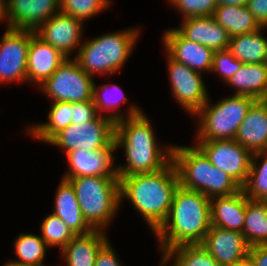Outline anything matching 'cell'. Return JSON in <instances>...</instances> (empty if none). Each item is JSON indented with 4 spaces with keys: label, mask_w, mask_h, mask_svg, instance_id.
Segmentation results:
<instances>
[{
    "label": "cell",
    "mask_w": 267,
    "mask_h": 266,
    "mask_svg": "<svg viewBox=\"0 0 267 266\" xmlns=\"http://www.w3.org/2000/svg\"><path fill=\"white\" fill-rule=\"evenodd\" d=\"M126 118L115 122L116 149L124 147L126 165H117L119 177L152 173L172 161L173 145L160 148L147 115L135 105L128 108ZM158 143V144H157Z\"/></svg>",
    "instance_id": "1"
},
{
    "label": "cell",
    "mask_w": 267,
    "mask_h": 266,
    "mask_svg": "<svg viewBox=\"0 0 267 266\" xmlns=\"http://www.w3.org/2000/svg\"><path fill=\"white\" fill-rule=\"evenodd\" d=\"M210 227V198L179 185L168 217L154 235L163 253L180 245L201 244Z\"/></svg>",
    "instance_id": "2"
},
{
    "label": "cell",
    "mask_w": 267,
    "mask_h": 266,
    "mask_svg": "<svg viewBox=\"0 0 267 266\" xmlns=\"http://www.w3.org/2000/svg\"><path fill=\"white\" fill-rule=\"evenodd\" d=\"M119 180L120 202L128 199L154 233L168 217L179 186L173 161L156 172L119 177Z\"/></svg>",
    "instance_id": "3"
},
{
    "label": "cell",
    "mask_w": 267,
    "mask_h": 266,
    "mask_svg": "<svg viewBox=\"0 0 267 266\" xmlns=\"http://www.w3.org/2000/svg\"><path fill=\"white\" fill-rule=\"evenodd\" d=\"M172 161L182 188L200 192L208 198L228 196L241 189L227 173L215 167L196 145L173 146Z\"/></svg>",
    "instance_id": "4"
},
{
    "label": "cell",
    "mask_w": 267,
    "mask_h": 266,
    "mask_svg": "<svg viewBox=\"0 0 267 266\" xmlns=\"http://www.w3.org/2000/svg\"><path fill=\"white\" fill-rule=\"evenodd\" d=\"M137 29L116 31L88 40L81 44L75 59L92 77L97 73L112 75L120 72L138 40Z\"/></svg>",
    "instance_id": "5"
},
{
    "label": "cell",
    "mask_w": 267,
    "mask_h": 266,
    "mask_svg": "<svg viewBox=\"0 0 267 266\" xmlns=\"http://www.w3.org/2000/svg\"><path fill=\"white\" fill-rule=\"evenodd\" d=\"M68 181L84 219L93 229L105 230L121 204L119 177L83 176Z\"/></svg>",
    "instance_id": "6"
},
{
    "label": "cell",
    "mask_w": 267,
    "mask_h": 266,
    "mask_svg": "<svg viewBox=\"0 0 267 266\" xmlns=\"http://www.w3.org/2000/svg\"><path fill=\"white\" fill-rule=\"evenodd\" d=\"M257 99L231 95L211 105L208 101L193 115L200 120L197 141L235 139L238 128Z\"/></svg>",
    "instance_id": "7"
},
{
    "label": "cell",
    "mask_w": 267,
    "mask_h": 266,
    "mask_svg": "<svg viewBox=\"0 0 267 266\" xmlns=\"http://www.w3.org/2000/svg\"><path fill=\"white\" fill-rule=\"evenodd\" d=\"M125 116L117 111L109 115H98L94 120L81 125L71 123L56 133L47 143L56 145L66 152L85 149L97 150L107 147L115 136V122Z\"/></svg>",
    "instance_id": "8"
},
{
    "label": "cell",
    "mask_w": 267,
    "mask_h": 266,
    "mask_svg": "<svg viewBox=\"0 0 267 266\" xmlns=\"http://www.w3.org/2000/svg\"><path fill=\"white\" fill-rule=\"evenodd\" d=\"M93 78L75 58L67 57L39 87L53 102H86L93 100Z\"/></svg>",
    "instance_id": "9"
},
{
    "label": "cell",
    "mask_w": 267,
    "mask_h": 266,
    "mask_svg": "<svg viewBox=\"0 0 267 266\" xmlns=\"http://www.w3.org/2000/svg\"><path fill=\"white\" fill-rule=\"evenodd\" d=\"M217 168L222 169L241 188L247 181L253 153L235 139L197 141L195 144Z\"/></svg>",
    "instance_id": "10"
},
{
    "label": "cell",
    "mask_w": 267,
    "mask_h": 266,
    "mask_svg": "<svg viewBox=\"0 0 267 266\" xmlns=\"http://www.w3.org/2000/svg\"><path fill=\"white\" fill-rule=\"evenodd\" d=\"M34 33L7 27L0 40V83L27 82V57Z\"/></svg>",
    "instance_id": "11"
},
{
    "label": "cell",
    "mask_w": 267,
    "mask_h": 266,
    "mask_svg": "<svg viewBox=\"0 0 267 266\" xmlns=\"http://www.w3.org/2000/svg\"><path fill=\"white\" fill-rule=\"evenodd\" d=\"M167 60L172 94L180 106L194 115L209 99L201 73L175 61L168 54Z\"/></svg>",
    "instance_id": "12"
},
{
    "label": "cell",
    "mask_w": 267,
    "mask_h": 266,
    "mask_svg": "<svg viewBox=\"0 0 267 266\" xmlns=\"http://www.w3.org/2000/svg\"><path fill=\"white\" fill-rule=\"evenodd\" d=\"M117 151L113 140L107 147L97 150L78 149L66 154L69 170L63 179L99 176V177H119L114 162L113 152Z\"/></svg>",
    "instance_id": "13"
},
{
    "label": "cell",
    "mask_w": 267,
    "mask_h": 266,
    "mask_svg": "<svg viewBox=\"0 0 267 266\" xmlns=\"http://www.w3.org/2000/svg\"><path fill=\"white\" fill-rule=\"evenodd\" d=\"M83 22L61 12L44 22L35 34L44 42L58 49L69 57L78 46H81Z\"/></svg>",
    "instance_id": "14"
},
{
    "label": "cell",
    "mask_w": 267,
    "mask_h": 266,
    "mask_svg": "<svg viewBox=\"0 0 267 266\" xmlns=\"http://www.w3.org/2000/svg\"><path fill=\"white\" fill-rule=\"evenodd\" d=\"M60 0H6L8 25L13 29L36 31L60 12Z\"/></svg>",
    "instance_id": "15"
},
{
    "label": "cell",
    "mask_w": 267,
    "mask_h": 266,
    "mask_svg": "<svg viewBox=\"0 0 267 266\" xmlns=\"http://www.w3.org/2000/svg\"><path fill=\"white\" fill-rule=\"evenodd\" d=\"M163 36V45L172 59L194 71L211 72L214 54L212 49L188 40L175 28L166 30Z\"/></svg>",
    "instance_id": "16"
},
{
    "label": "cell",
    "mask_w": 267,
    "mask_h": 266,
    "mask_svg": "<svg viewBox=\"0 0 267 266\" xmlns=\"http://www.w3.org/2000/svg\"><path fill=\"white\" fill-rule=\"evenodd\" d=\"M220 266H231L245 258L250 246L242 233L211 226L200 244Z\"/></svg>",
    "instance_id": "17"
},
{
    "label": "cell",
    "mask_w": 267,
    "mask_h": 266,
    "mask_svg": "<svg viewBox=\"0 0 267 266\" xmlns=\"http://www.w3.org/2000/svg\"><path fill=\"white\" fill-rule=\"evenodd\" d=\"M66 58L58 49L34 33L28 50L27 82L42 85Z\"/></svg>",
    "instance_id": "18"
},
{
    "label": "cell",
    "mask_w": 267,
    "mask_h": 266,
    "mask_svg": "<svg viewBox=\"0 0 267 266\" xmlns=\"http://www.w3.org/2000/svg\"><path fill=\"white\" fill-rule=\"evenodd\" d=\"M176 29L188 40L207 46L213 51L227 50L231 39L213 16L185 18Z\"/></svg>",
    "instance_id": "19"
},
{
    "label": "cell",
    "mask_w": 267,
    "mask_h": 266,
    "mask_svg": "<svg viewBox=\"0 0 267 266\" xmlns=\"http://www.w3.org/2000/svg\"><path fill=\"white\" fill-rule=\"evenodd\" d=\"M246 196L242 188L228 196L210 198L211 226L243 234Z\"/></svg>",
    "instance_id": "20"
},
{
    "label": "cell",
    "mask_w": 267,
    "mask_h": 266,
    "mask_svg": "<svg viewBox=\"0 0 267 266\" xmlns=\"http://www.w3.org/2000/svg\"><path fill=\"white\" fill-rule=\"evenodd\" d=\"M235 140L252 153L267 150V106L257 100L240 124Z\"/></svg>",
    "instance_id": "21"
},
{
    "label": "cell",
    "mask_w": 267,
    "mask_h": 266,
    "mask_svg": "<svg viewBox=\"0 0 267 266\" xmlns=\"http://www.w3.org/2000/svg\"><path fill=\"white\" fill-rule=\"evenodd\" d=\"M104 230L76 235L62 250L67 266H94L99 250L108 242Z\"/></svg>",
    "instance_id": "22"
},
{
    "label": "cell",
    "mask_w": 267,
    "mask_h": 266,
    "mask_svg": "<svg viewBox=\"0 0 267 266\" xmlns=\"http://www.w3.org/2000/svg\"><path fill=\"white\" fill-rule=\"evenodd\" d=\"M54 212L75 235H83L94 230L84 219L77 201L75 190L68 180L62 178L56 191Z\"/></svg>",
    "instance_id": "23"
},
{
    "label": "cell",
    "mask_w": 267,
    "mask_h": 266,
    "mask_svg": "<svg viewBox=\"0 0 267 266\" xmlns=\"http://www.w3.org/2000/svg\"><path fill=\"white\" fill-rule=\"evenodd\" d=\"M227 83L234 87L235 95H245L262 100L267 94V62L243 63Z\"/></svg>",
    "instance_id": "24"
},
{
    "label": "cell",
    "mask_w": 267,
    "mask_h": 266,
    "mask_svg": "<svg viewBox=\"0 0 267 266\" xmlns=\"http://www.w3.org/2000/svg\"><path fill=\"white\" fill-rule=\"evenodd\" d=\"M262 29L231 37L228 51L242 63L257 64L267 62V38Z\"/></svg>",
    "instance_id": "25"
},
{
    "label": "cell",
    "mask_w": 267,
    "mask_h": 266,
    "mask_svg": "<svg viewBox=\"0 0 267 266\" xmlns=\"http://www.w3.org/2000/svg\"><path fill=\"white\" fill-rule=\"evenodd\" d=\"M212 16L229 33L230 37L262 29L247 5H220L216 7Z\"/></svg>",
    "instance_id": "26"
},
{
    "label": "cell",
    "mask_w": 267,
    "mask_h": 266,
    "mask_svg": "<svg viewBox=\"0 0 267 266\" xmlns=\"http://www.w3.org/2000/svg\"><path fill=\"white\" fill-rule=\"evenodd\" d=\"M243 235L248 245L267 244V201L246 197Z\"/></svg>",
    "instance_id": "27"
},
{
    "label": "cell",
    "mask_w": 267,
    "mask_h": 266,
    "mask_svg": "<svg viewBox=\"0 0 267 266\" xmlns=\"http://www.w3.org/2000/svg\"><path fill=\"white\" fill-rule=\"evenodd\" d=\"M72 123V106L70 102H53L48 112V121L29 126L28 132L32 137L48 142L60 130Z\"/></svg>",
    "instance_id": "28"
},
{
    "label": "cell",
    "mask_w": 267,
    "mask_h": 266,
    "mask_svg": "<svg viewBox=\"0 0 267 266\" xmlns=\"http://www.w3.org/2000/svg\"><path fill=\"white\" fill-rule=\"evenodd\" d=\"M162 254L161 266H166L172 258L175 259L172 266H220L200 244L180 245Z\"/></svg>",
    "instance_id": "29"
},
{
    "label": "cell",
    "mask_w": 267,
    "mask_h": 266,
    "mask_svg": "<svg viewBox=\"0 0 267 266\" xmlns=\"http://www.w3.org/2000/svg\"><path fill=\"white\" fill-rule=\"evenodd\" d=\"M14 248L18 259L13 262L22 266H48L43 264V259L49 247L41 236L21 233L14 242Z\"/></svg>",
    "instance_id": "30"
},
{
    "label": "cell",
    "mask_w": 267,
    "mask_h": 266,
    "mask_svg": "<svg viewBox=\"0 0 267 266\" xmlns=\"http://www.w3.org/2000/svg\"><path fill=\"white\" fill-rule=\"evenodd\" d=\"M260 158L263 160L258 165ZM242 190L248 199L267 201V150L253 153L248 178Z\"/></svg>",
    "instance_id": "31"
},
{
    "label": "cell",
    "mask_w": 267,
    "mask_h": 266,
    "mask_svg": "<svg viewBox=\"0 0 267 266\" xmlns=\"http://www.w3.org/2000/svg\"><path fill=\"white\" fill-rule=\"evenodd\" d=\"M41 237L48 247L59 246L62 250L76 235L55 214H49L41 223Z\"/></svg>",
    "instance_id": "32"
},
{
    "label": "cell",
    "mask_w": 267,
    "mask_h": 266,
    "mask_svg": "<svg viewBox=\"0 0 267 266\" xmlns=\"http://www.w3.org/2000/svg\"><path fill=\"white\" fill-rule=\"evenodd\" d=\"M60 12L84 22L111 5V0H60Z\"/></svg>",
    "instance_id": "33"
},
{
    "label": "cell",
    "mask_w": 267,
    "mask_h": 266,
    "mask_svg": "<svg viewBox=\"0 0 267 266\" xmlns=\"http://www.w3.org/2000/svg\"><path fill=\"white\" fill-rule=\"evenodd\" d=\"M108 86L109 85L103 84L102 86L97 87L94 82L93 100H94V103H95V106L97 108V112L99 113V115H103L101 112L105 110L108 112L110 110L116 111V108L120 106V103L121 102L124 103L128 99L125 97V93H123L124 91L121 90L120 86H117L116 84H113L111 87H112V93L113 92L116 93L117 96L116 94L114 96H111V93H109L111 89ZM120 94H122L123 96Z\"/></svg>",
    "instance_id": "34"
},
{
    "label": "cell",
    "mask_w": 267,
    "mask_h": 266,
    "mask_svg": "<svg viewBox=\"0 0 267 266\" xmlns=\"http://www.w3.org/2000/svg\"><path fill=\"white\" fill-rule=\"evenodd\" d=\"M183 19L189 17L212 16L218 6L217 0H168Z\"/></svg>",
    "instance_id": "35"
},
{
    "label": "cell",
    "mask_w": 267,
    "mask_h": 266,
    "mask_svg": "<svg viewBox=\"0 0 267 266\" xmlns=\"http://www.w3.org/2000/svg\"><path fill=\"white\" fill-rule=\"evenodd\" d=\"M242 62L236 59L229 51H214L211 72L219 74L226 84L241 68Z\"/></svg>",
    "instance_id": "36"
},
{
    "label": "cell",
    "mask_w": 267,
    "mask_h": 266,
    "mask_svg": "<svg viewBox=\"0 0 267 266\" xmlns=\"http://www.w3.org/2000/svg\"><path fill=\"white\" fill-rule=\"evenodd\" d=\"M71 106L72 123H76L78 125L94 120L99 115L94 100L86 102H71Z\"/></svg>",
    "instance_id": "37"
},
{
    "label": "cell",
    "mask_w": 267,
    "mask_h": 266,
    "mask_svg": "<svg viewBox=\"0 0 267 266\" xmlns=\"http://www.w3.org/2000/svg\"><path fill=\"white\" fill-rule=\"evenodd\" d=\"M114 248L108 241L98 252L94 266H122Z\"/></svg>",
    "instance_id": "38"
},
{
    "label": "cell",
    "mask_w": 267,
    "mask_h": 266,
    "mask_svg": "<svg viewBox=\"0 0 267 266\" xmlns=\"http://www.w3.org/2000/svg\"><path fill=\"white\" fill-rule=\"evenodd\" d=\"M247 7L259 25L267 29V0H248Z\"/></svg>",
    "instance_id": "39"
},
{
    "label": "cell",
    "mask_w": 267,
    "mask_h": 266,
    "mask_svg": "<svg viewBox=\"0 0 267 266\" xmlns=\"http://www.w3.org/2000/svg\"><path fill=\"white\" fill-rule=\"evenodd\" d=\"M248 255L255 266H267V244H259L249 248Z\"/></svg>",
    "instance_id": "40"
},
{
    "label": "cell",
    "mask_w": 267,
    "mask_h": 266,
    "mask_svg": "<svg viewBox=\"0 0 267 266\" xmlns=\"http://www.w3.org/2000/svg\"><path fill=\"white\" fill-rule=\"evenodd\" d=\"M218 6L220 5H231V6H246L248 0H217Z\"/></svg>",
    "instance_id": "41"
},
{
    "label": "cell",
    "mask_w": 267,
    "mask_h": 266,
    "mask_svg": "<svg viewBox=\"0 0 267 266\" xmlns=\"http://www.w3.org/2000/svg\"><path fill=\"white\" fill-rule=\"evenodd\" d=\"M8 22L6 0H0V22Z\"/></svg>",
    "instance_id": "42"
},
{
    "label": "cell",
    "mask_w": 267,
    "mask_h": 266,
    "mask_svg": "<svg viewBox=\"0 0 267 266\" xmlns=\"http://www.w3.org/2000/svg\"><path fill=\"white\" fill-rule=\"evenodd\" d=\"M231 266H255V264L252 258L249 255H247L245 258L239 260L238 262H236Z\"/></svg>",
    "instance_id": "43"
},
{
    "label": "cell",
    "mask_w": 267,
    "mask_h": 266,
    "mask_svg": "<svg viewBox=\"0 0 267 266\" xmlns=\"http://www.w3.org/2000/svg\"><path fill=\"white\" fill-rule=\"evenodd\" d=\"M3 266H22V265H20L19 263L13 262V260H12V261H9L8 263L4 264Z\"/></svg>",
    "instance_id": "44"
},
{
    "label": "cell",
    "mask_w": 267,
    "mask_h": 266,
    "mask_svg": "<svg viewBox=\"0 0 267 266\" xmlns=\"http://www.w3.org/2000/svg\"><path fill=\"white\" fill-rule=\"evenodd\" d=\"M262 101H263L264 104L267 106V94H266L265 97L262 99Z\"/></svg>",
    "instance_id": "45"
}]
</instances>
